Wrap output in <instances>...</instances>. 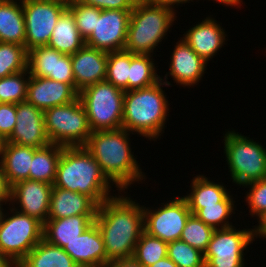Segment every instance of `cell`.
Instances as JSON below:
<instances>
[{"label": "cell", "mask_w": 266, "mask_h": 267, "mask_svg": "<svg viewBox=\"0 0 266 267\" xmlns=\"http://www.w3.org/2000/svg\"><path fill=\"white\" fill-rule=\"evenodd\" d=\"M44 119L50 142L64 147L84 146L92 132L79 97L69 104L46 109Z\"/></svg>", "instance_id": "8"}, {"label": "cell", "mask_w": 266, "mask_h": 267, "mask_svg": "<svg viewBox=\"0 0 266 267\" xmlns=\"http://www.w3.org/2000/svg\"><path fill=\"white\" fill-rule=\"evenodd\" d=\"M224 154L232 182L238 186L266 178V148L253 139L228 131L224 136Z\"/></svg>", "instance_id": "6"}, {"label": "cell", "mask_w": 266, "mask_h": 267, "mask_svg": "<svg viewBox=\"0 0 266 267\" xmlns=\"http://www.w3.org/2000/svg\"><path fill=\"white\" fill-rule=\"evenodd\" d=\"M10 212L0 224V251L17 266L43 239V224L14 208Z\"/></svg>", "instance_id": "9"}, {"label": "cell", "mask_w": 266, "mask_h": 267, "mask_svg": "<svg viewBox=\"0 0 266 267\" xmlns=\"http://www.w3.org/2000/svg\"><path fill=\"white\" fill-rule=\"evenodd\" d=\"M61 1L66 2L68 4V3L73 2L74 0H61Z\"/></svg>", "instance_id": "51"}, {"label": "cell", "mask_w": 266, "mask_h": 267, "mask_svg": "<svg viewBox=\"0 0 266 267\" xmlns=\"http://www.w3.org/2000/svg\"><path fill=\"white\" fill-rule=\"evenodd\" d=\"M0 0V42L25 46L22 0Z\"/></svg>", "instance_id": "25"}, {"label": "cell", "mask_w": 266, "mask_h": 267, "mask_svg": "<svg viewBox=\"0 0 266 267\" xmlns=\"http://www.w3.org/2000/svg\"><path fill=\"white\" fill-rule=\"evenodd\" d=\"M3 144H4V140L0 137V156L2 153Z\"/></svg>", "instance_id": "50"}, {"label": "cell", "mask_w": 266, "mask_h": 267, "mask_svg": "<svg viewBox=\"0 0 266 267\" xmlns=\"http://www.w3.org/2000/svg\"><path fill=\"white\" fill-rule=\"evenodd\" d=\"M131 53L125 50L108 53L106 81L115 87L129 91Z\"/></svg>", "instance_id": "33"}, {"label": "cell", "mask_w": 266, "mask_h": 267, "mask_svg": "<svg viewBox=\"0 0 266 267\" xmlns=\"http://www.w3.org/2000/svg\"><path fill=\"white\" fill-rule=\"evenodd\" d=\"M53 185L35 180H22L11 186V203L15 210L36 218L42 224L47 221Z\"/></svg>", "instance_id": "16"}, {"label": "cell", "mask_w": 266, "mask_h": 267, "mask_svg": "<svg viewBox=\"0 0 266 267\" xmlns=\"http://www.w3.org/2000/svg\"><path fill=\"white\" fill-rule=\"evenodd\" d=\"M33 148L50 144L45 130L44 111L27 100L16 104V123L11 136L5 141Z\"/></svg>", "instance_id": "15"}, {"label": "cell", "mask_w": 266, "mask_h": 267, "mask_svg": "<svg viewBox=\"0 0 266 267\" xmlns=\"http://www.w3.org/2000/svg\"><path fill=\"white\" fill-rule=\"evenodd\" d=\"M63 249L79 267L107 266L103 237L95 222Z\"/></svg>", "instance_id": "19"}, {"label": "cell", "mask_w": 266, "mask_h": 267, "mask_svg": "<svg viewBox=\"0 0 266 267\" xmlns=\"http://www.w3.org/2000/svg\"><path fill=\"white\" fill-rule=\"evenodd\" d=\"M250 229H217L204 252L205 267H244V250L253 243Z\"/></svg>", "instance_id": "11"}, {"label": "cell", "mask_w": 266, "mask_h": 267, "mask_svg": "<svg viewBox=\"0 0 266 267\" xmlns=\"http://www.w3.org/2000/svg\"><path fill=\"white\" fill-rule=\"evenodd\" d=\"M27 60L25 46L0 42V78L27 70Z\"/></svg>", "instance_id": "32"}, {"label": "cell", "mask_w": 266, "mask_h": 267, "mask_svg": "<svg viewBox=\"0 0 266 267\" xmlns=\"http://www.w3.org/2000/svg\"><path fill=\"white\" fill-rule=\"evenodd\" d=\"M132 10H101L85 45L110 53L124 50Z\"/></svg>", "instance_id": "13"}, {"label": "cell", "mask_w": 266, "mask_h": 267, "mask_svg": "<svg viewBox=\"0 0 266 267\" xmlns=\"http://www.w3.org/2000/svg\"><path fill=\"white\" fill-rule=\"evenodd\" d=\"M27 69L30 76L66 83L76 90L70 55L48 46L35 47L28 51Z\"/></svg>", "instance_id": "14"}, {"label": "cell", "mask_w": 266, "mask_h": 267, "mask_svg": "<svg viewBox=\"0 0 266 267\" xmlns=\"http://www.w3.org/2000/svg\"><path fill=\"white\" fill-rule=\"evenodd\" d=\"M53 186L87 195L98 206L113 197L111 182L85 146H63Z\"/></svg>", "instance_id": "3"}, {"label": "cell", "mask_w": 266, "mask_h": 267, "mask_svg": "<svg viewBox=\"0 0 266 267\" xmlns=\"http://www.w3.org/2000/svg\"><path fill=\"white\" fill-rule=\"evenodd\" d=\"M125 91L104 80L79 92L91 131L122 128Z\"/></svg>", "instance_id": "7"}, {"label": "cell", "mask_w": 266, "mask_h": 267, "mask_svg": "<svg viewBox=\"0 0 266 267\" xmlns=\"http://www.w3.org/2000/svg\"><path fill=\"white\" fill-rule=\"evenodd\" d=\"M129 135L130 132L124 128L92 131L84 145L120 194L135 181H142L146 177L136 157H133Z\"/></svg>", "instance_id": "2"}, {"label": "cell", "mask_w": 266, "mask_h": 267, "mask_svg": "<svg viewBox=\"0 0 266 267\" xmlns=\"http://www.w3.org/2000/svg\"><path fill=\"white\" fill-rule=\"evenodd\" d=\"M167 246V242L143 232L135 246L133 257L143 267H149L167 256Z\"/></svg>", "instance_id": "35"}, {"label": "cell", "mask_w": 266, "mask_h": 267, "mask_svg": "<svg viewBox=\"0 0 266 267\" xmlns=\"http://www.w3.org/2000/svg\"><path fill=\"white\" fill-rule=\"evenodd\" d=\"M216 2H218V3H221V4H224V5H226V6H238V7H240V5H241V3H242V0H215Z\"/></svg>", "instance_id": "48"}, {"label": "cell", "mask_w": 266, "mask_h": 267, "mask_svg": "<svg viewBox=\"0 0 266 267\" xmlns=\"http://www.w3.org/2000/svg\"><path fill=\"white\" fill-rule=\"evenodd\" d=\"M16 123V104L0 103V137L6 141Z\"/></svg>", "instance_id": "40"}, {"label": "cell", "mask_w": 266, "mask_h": 267, "mask_svg": "<svg viewBox=\"0 0 266 267\" xmlns=\"http://www.w3.org/2000/svg\"><path fill=\"white\" fill-rule=\"evenodd\" d=\"M4 202H0V224H1V221H2V218H3V215H4V209H3V204Z\"/></svg>", "instance_id": "49"}, {"label": "cell", "mask_w": 266, "mask_h": 267, "mask_svg": "<svg viewBox=\"0 0 266 267\" xmlns=\"http://www.w3.org/2000/svg\"><path fill=\"white\" fill-rule=\"evenodd\" d=\"M70 56L76 91L78 93L85 87L106 79L107 52L84 45Z\"/></svg>", "instance_id": "17"}, {"label": "cell", "mask_w": 266, "mask_h": 267, "mask_svg": "<svg viewBox=\"0 0 266 267\" xmlns=\"http://www.w3.org/2000/svg\"><path fill=\"white\" fill-rule=\"evenodd\" d=\"M250 188L246 192V202L251 216H258L266 210V178L245 185Z\"/></svg>", "instance_id": "39"}, {"label": "cell", "mask_w": 266, "mask_h": 267, "mask_svg": "<svg viewBox=\"0 0 266 267\" xmlns=\"http://www.w3.org/2000/svg\"><path fill=\"white\" fill-rule=\"evenodd\" d=\"M85 45L72 12L66 8L58 19L48 43V47L60 53L72 55Z\"/></svg>", "instance_id": "26"}, {"label": "cell", "mask_w": 266, "mask_h": 267, "mask_svg": "<svg viewBox=\"0 0 266 267\" xmlns=\"http://www.w3.org/2000/svg\"><path fill=\"white\" fill-rule=\"evenodd\" d=\"M82 4L94 6L100 10H133L137 0H78Z\"/></svg>", "instance_id": "41"}, {"label": "cell", "mask_w": 266, "mask_h": 267, "mask_svg": "<svg viewBox=\"0 0 266 267\" xmlns=\"http://www.w3.org/2000/svg\"><path fill=\"white\" fill-rule=\"evenodd\" d=\"M94 222L103 237L107 265L116 259L133 257L144 232L143 206L128 196L114 195L98 206Z\"/></svg>", "instance_id": "1"}, {"label": "cell", "mask_w": 266, "mask_h": 267, "mask_svg": "<svg viewBox=\"0 0 266 267\" xmlns=\"http://www.w3.org/2000/svg\"><path fill=\"white\" fill-rule=\"evenodd\" d=\"M257 217L259 219L258 221L259 225L255 226L254 229H251L253 233L254 241H255V237L266 238V210L263 211L261 214H259Z\"/></svg>", "instance_id": "43"}, {"label": "cell", "mask_w": 266, "mask_h": 267, "mask_svg": "<svg viewBox=\"0 0 266 267\" xmlns=\"http://www.w3.org/2000/svg\"><path fill=\"white\" fill-rule=\"evenodd\" d=\"M25 20V47L47 46L62 12L68 7L61 0H22Z\"/></svg>", "instance_id": "10"}, {"label": "cell", "mask_w": 266, "mask_h": 267, "mask_svg": "<svg viewBox=\"0 0 266 267\" xmlns=\"http://www.w3.org/2000/svg\"><path fill=\"white\" fill-rule=\"evenodd\" d=\"M79 93L69 84L44 77L30 76L27 90V101L42 111L69 104L76 100Z\"/></svg>", "instance_id": "18"}, {"label": "cell", "mask_w": 266, "mask_h": 267, "mask_svg": "<svg viewBox=\"0 0 266 267\" xmlns=\"http://www.w3.org/2000/svg\"><path fill=\"white\" fill-rule=\"evenodd\" d=\"M33 155V147L4 141L0 162L10 186L29 179Z\"/></svg>", "instance_id": "24"}, {"label": "cell", "mask_w": 266, "mask_h": 267, "mask_svg": "<svg viewBox=\"0 0 266 267\" xmlns=\"http://www.w3.org/2000/svg\"><path fill=\"white\" fill-rule=\"evenodd\" d=\"M16 267H79L61 247L42 239Z\"/></svg>", "instance_id": "28"}, {"label": "cell", "mask_w": 266, "mask_h": 267, "mask_svg": "<svg viewBox=\"0 0 266 267\" xmlns=\"http://www.w3.org/2000/svg\"><path fill=\"white\" fill-rule=\"evenodd\" d=\"M149 267H178V266L168 256H166Z\"/></svg>", "instance_id": "46"}, {"label": "cell", "mask_w": 266, "mask_h": 267, "mask_svg": "<svg viewBox=\"0 0 266 267\" xmlns=\"http://www.w3.org/2000/svg\"><path fill=\"white\" fill-rule=\"evenodd\" d=\"M168 6L137 0L131 11L125 51L153 55L177 17Z\"/></svg>", "instance_id": "5"}, {"label": "cell", "mask_w": 266, "mask_h": 267, "mask_svg": "<svg viewBox=\"0 0 266 267\" xmlns=\"http://www.w3.org/2000/svg\"><path fill=\"white\" fill-rule=\"evenodd\" d=\"M96 215H74L61 219H47L43 224V239L63 248L74 241L95 221Z\"/></svg>", "instance_id": "23"}, {"label": "cell", "mask_w": 266, "mask_h": 267, "mask_svg": "<svg viewBox=\"0 0 266 267\" xmlns=\"http://www.w3.org/2000/svg\"><path fill=\"white\" fill-rule=\"evenodd\" d=\"M152 210L143 205L144 232L164 242L180 240L187 219L192 214L184 197L163 203Z\"/></svg>", "instance_id": "12"}, {"label": "cell", "mask_w": 266, "mask_h": 267, "mask_svg": "<svg viewBox=\"0 0 266 267\" xmlns=\"http://www.w3.org/2000/svg\"><path fill=\"white\" fill-rule=\"evenodd\" d=\"M29 78L28 69L0 78V103L18 104L25 101Z\"/></svg>", "instance_id": "34"}, {"label": "cell", "mask_w": 266, "mask_h": 267, "mask_svg": "<svg viewBox=\"0 0 266 267\" xmlns=\"http://www.w3.org/2000/svg\"><path fill=\"white\" fill-rule=\"evenodd\" d=\"M193 26L183 34L182 39L208 63L225 44V30L211 17Z\"/></svg>", "instance_id": "21"}, {"label": "cell", "mask_w": 266, "mask_h": 267, "mask_svg": "<svg viewBox=\"0 0 266 267\" xmlns=\"http://www.w3.org/2000/svg\"><path fill=\"white\" fill-rule=\"evenodd\" d=\"M67 8L72 12L76 27L86 41L95 29L96 17H99L101 10L94 6L82 4L78 0L68 3Z\"/></svg>", "instance_id": "38"}, {"label": "cell", "mask_w": 266, "mask_h": 267, "mask_svg": "<svg viewBox=\"0 0 266 267\" xmlns=\"http://www.w3.org/2000/svg\"><path fill=\"white\" fill-rule=\"evenodd\" d=\"M152 56L131 53L129 91L149 87L160 80Z\"/></svg>", "instance_id": "30"}, {"label": "cell", "mask_w": 266, "mask_h": 267, "mask_svg": "<svg viewBox=\"0 0 266 267\" xmlns=\"http://www.w3.org/2000/svg\"><path fill=\"white\" fill-rule=\"evenodd\" d=\"M62 150L63 146L53 143L41 148H34V155L29 169V180L53 185Z\"/></svg>", "instance_id": "29"}, {"label": "cell", "mask_w": 266, "mask_h": 267, "mask_svg": "<svg viewBox=\"0 0 266 267\" xmlns=\"http://www.w3.org/2000/svg\"><path fill=\"white\" fill-rule=\"evenodd\" d=\"M146 3H151V4H157V5H163V6H168L171 7L172 9L175 8V4L176 6L184 3H189V1L192 0H140ZM174 6V7H173Z\"/></svg>", "instance_id": "45"}, {"label": "cell", "mask_w": 266, "mask_h": 267, "mask_svg": "<svg viewBox=\"0 0 266 267\" xmlns=\"http://www.w3.org/2000/svg\"><path fill=\"white\" fill-rule=\"evenodd\" d=\"M168 75L149 87L125 91L122 128L153 141L164 133L170 104L162 87L171 85Z\"/></svg>", "instance_id": "4"}, {"label": "cell", "mask_w": 266, "mask_h": 267, "mask_svg": "<svg viewBox=\"0 0 266 267\" xmlns=\"http://www.w3.org/2000/svg\"><path fill=\"white\" fill-rule=\"evenodd\" d=\"M0 267H16V266L0 251Z\"/></svg>", "instance_id": "47"}, {"label": "cell", "mask_w": 266, "mask_h": 267, "mask_svg": "<svg viewBox=\"0 0 266 267\" xmlns=\"http://www.w3.org/2000/svg\"><path fill=\"white\" fill-rule=\"evenodd\" d=\"M174 47L169 65L171 78L182 87L198 84L207 69V62L197 55L182 38Z\"/></svg>", "instance_id": "20"}, {"label": "cell", "mask_w": 266, "mask_h": 267, "mask_svg": "<svg viewBox=\"0 0 266 267\" xmlns=\"http://www.w3.org/2000/svg\"><path fill=\"white\" fill-rule=\"evenodd\" d=\"M11 201V186L9 185L6 175L3 171L2 164L0 162V202Z\"/></svg>", "instance_id": "42"}, {"label": "cell", "mask_w": 266, "mask_h": 267, "mask_svg": "<svg viewBox=\"0 0 266 267\" xmlns=\"http://www.w3.org/2000/svg\"><path fill=\"white\" fill-rule=\"evenodd\" d=\"M215 229L191 214L186 221L180 240L204 254Z\"/></svg>", "instance_id": "36"}, {"label": "cell", "mask_w": 266, "mask_h": 267, "mask_svg": "<svg viewBox=\"0 0 266 267\" xmlns=\"http://www.w3.org/2000/svg\"><path fill=\"white\" fill-rule=\"evenodd\" d=\"M98 205L87 195L53 186L47 219L96 215Z\"/></svg>", "instance_id": "22"}, {"label": "cell", "mask_w": 266, "mask_h": 267, "mask_svg": "<svg viewBox=\"0 0 266 267\" xmlns=\"http://www.w3.org/2000/svg\"><path fill=\"white\" fill-rule=\"evenodd\" d=\"M191 182V192L183 197L193 215L203 208V205H217L229 194L223 183H215L204 174L195 176Z\"/></svg>", "instance_id": "27"}, {"label": "cell", "mask_w": 266, "mask_h": 267, "mask_svg": "<svg viewBox=\"0 0 266 267\" xmlns=\"http://www.w3.org/2000/svg\"><path fill=\"white\" fill-rule=\"evenodd\" d=\"M106 267H143L134 257L116 259Z\"/></svg>", "instance_id": "44"}, {"label": "cell", "mask_w": 266, "mask_h": 267, "mask_svg": "<svg viewBox=\"0 0 266 267\" xmlns=\"http://www.w3.org/2000/svg\"><path fill=\"white\" fill-rule=\"evenodd\" d=\"M167 256L178 267H205L204 254L181 240L168 243Z\"/></svg>", "instance_id": "37"}, {"label": "cell", "mask_w": 266, "mask_h": 267, "mask_svg": "<svg viewBox=\"0 0 266 267\" xmlns=\"http://www.w3.org/2000/svg\"><path fill=\"white\" fill-rule=\"evenodd\" d=\"M230 193L217 205H203L194 215L213 229H223L233 226L229 223L231 214H235L234 198ZM220 226V227H219Z\"/></svg>", "instance_id": "31"}]
</instances>
